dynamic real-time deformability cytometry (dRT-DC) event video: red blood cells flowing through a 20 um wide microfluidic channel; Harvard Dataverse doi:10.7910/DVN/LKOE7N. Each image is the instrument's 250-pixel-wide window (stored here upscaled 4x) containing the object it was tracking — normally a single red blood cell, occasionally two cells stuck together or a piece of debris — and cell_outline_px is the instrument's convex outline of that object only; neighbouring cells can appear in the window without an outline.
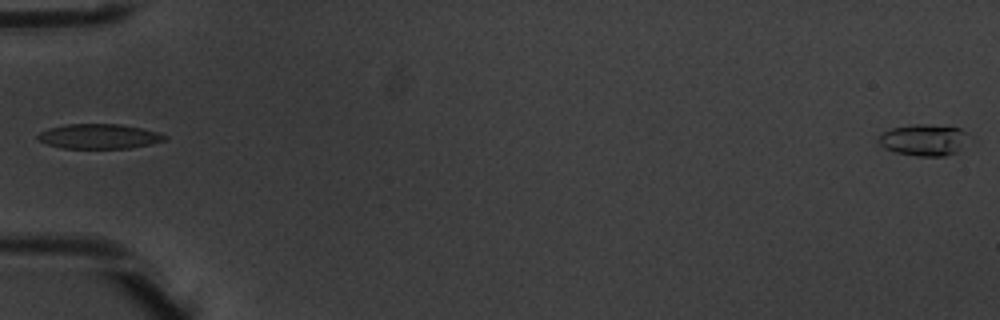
{"species": "common noctule bat (a hibernating species)", "species_latin": "Nyctalus noctula", "temperature_condition": "warm", "stored_images_in_passage": 4, "camera_frame_rate_fps": 3000, "um_per_image_px": 0.085, "animal": {"sex": "male", "body_mass_g": 20.1, "forearm_length_mm": 53.5}, "frame": {"image": 1, "passage_image": 4, "time_ms": 1.0, "image_size_px": [1000, 320], "cell_outline_px": [[976, 140], [956, 152], [944, 156], [916, 156], [896, 152], [884, 148], [880, 144], [880, 136], [884, 132], [892, 128], [912, 124], [928, 124], [960, 128], [968, 132]], "centroid_in_image_um": [78.69, 11.89], "position_along_channel_um": 6.3, "area_um2": 17.05}}